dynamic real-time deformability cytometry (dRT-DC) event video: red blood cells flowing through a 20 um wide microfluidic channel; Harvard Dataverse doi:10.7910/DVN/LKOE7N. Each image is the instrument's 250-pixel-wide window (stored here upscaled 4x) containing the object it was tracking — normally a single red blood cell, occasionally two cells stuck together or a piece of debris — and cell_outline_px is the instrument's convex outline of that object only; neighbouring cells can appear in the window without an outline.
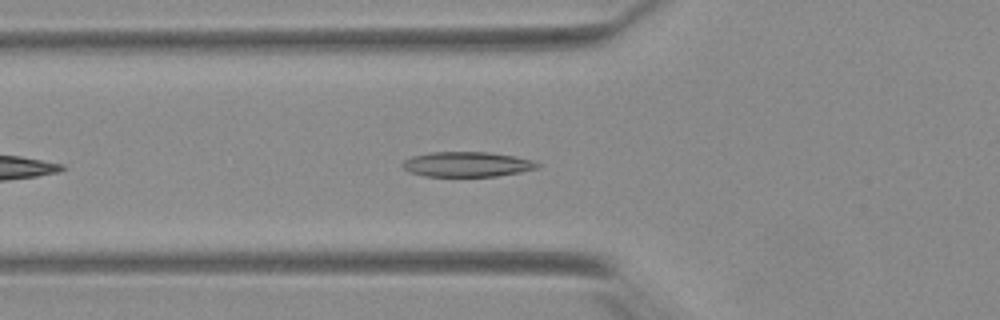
{"species": "Egyptian fruit bat (a non-hibernating species)", "species_latin": "Rousettus aegyptiacus", "temperature_condition": "warm", "stored_images_in_passage": 36, "camera_frame_rate_fps": 3000, "um_per_image_px": 0.085, "animal": {"sex": "female"}, "frame": {"image": 1, "passage_image": 7, "time_ms": 2.0, "image_size_px": [1000, 320], "cell_outline_px": [[540, 164], [536, 168], [520, 172], [496, 176], [424, 176], [408, 172], [400, 164], [404, 160], [412, 156], [432, 152], [488, 152], [512, 156], [532, 160]], "centroid_in_image_um": [39.64, 13.96], "position_along_channel_um": 86.2, "area_um2": 19.54}}
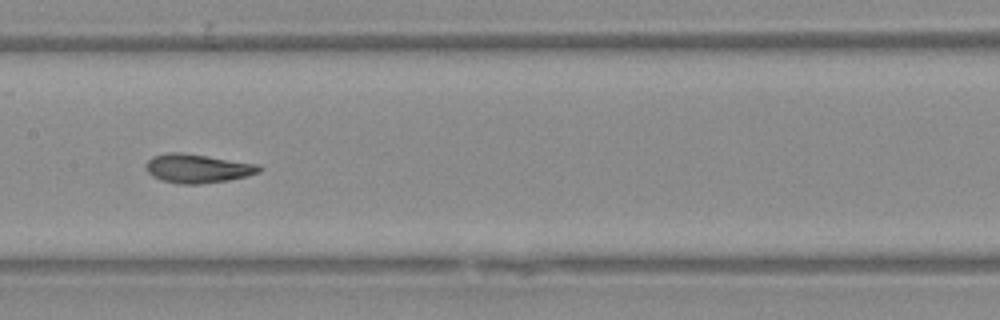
{"frame": {"image": 2, "passage_image": 15, "time_ms": 4.667, "image_size_px": [1000, 320], "cell_outline_px": [[264, 168], [260, 172], [228, 180], [200, 184], [180, 184], [160, 180], [152, 176], [144, 168], [144, 164], [152, 156], [172, 152], [180, 152], [260, 164]], "centroid_in_image_um": [16.77, 14.32], "position_along_channel_um": 190.6, "area_um2": 19.13}}
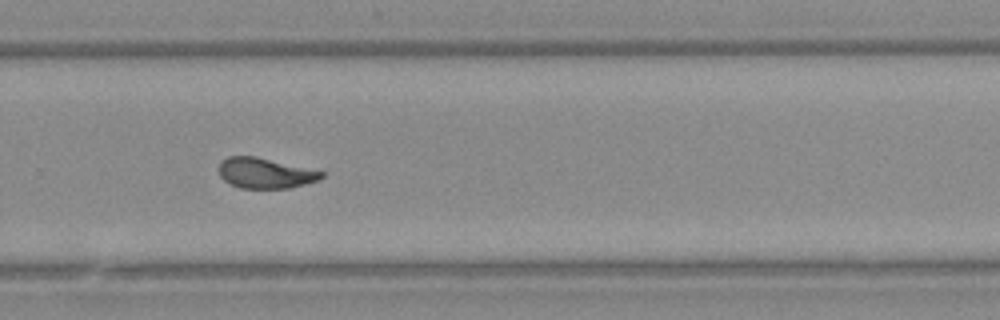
{"frame": {"image": 3, "passage_image": 24, "time_ms": 7.667, "image_size_px": [1000, 320], "cell_outline_px": [[324, 176], [316, 180], [304, 184], [288, 188], [240, 188], [224, 180], [220, 176], [220, 160], [228, 156], [256, 156], [324, 172]], "centroid_in_image_um": [22.51, 14.7], "position_along_channel_um": 307.3, "area_um2": 17.92}, "authors_computed_cell_mechanics": {"area_um2": 18.9873, "velocity_mm_per_s": 3.9022, "shape_relaxation_time_tau1_ms": 8.1623, "shape_relaxation_time_tau2_ms": 1.2273, "deformation_change_tau1": 0.2238, "deformation_change_tau2": 0.0756}}